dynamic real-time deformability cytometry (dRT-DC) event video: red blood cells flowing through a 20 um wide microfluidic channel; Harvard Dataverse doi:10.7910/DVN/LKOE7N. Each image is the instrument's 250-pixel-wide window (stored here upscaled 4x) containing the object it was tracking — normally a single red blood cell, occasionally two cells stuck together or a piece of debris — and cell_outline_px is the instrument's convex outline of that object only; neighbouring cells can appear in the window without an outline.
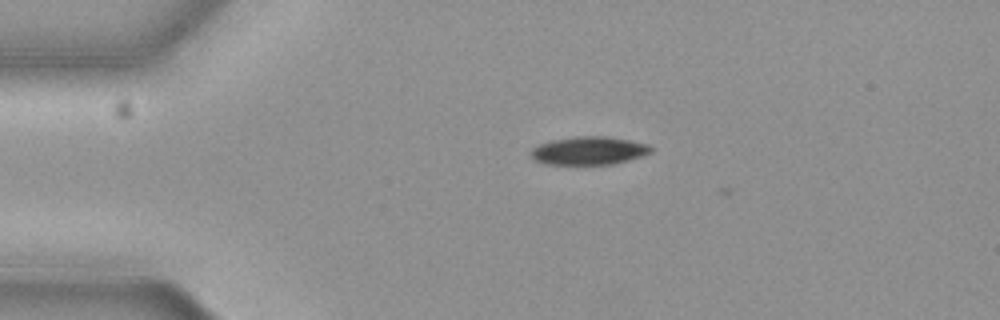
{"species": "common noctule bat (a hibernating species)", "species_latin": "Nyctalus noctula", "temperature_condition": "cold", "stored_images_in_passage": 3, "camera_frame_rate_fps": 3000, "um_per_image_px": 0.085, "animal": {"sex": "female", "body_mass_g": 19.3, "forearm_length_mm": 54.1}, "frame": {"image": 1, "passage_image": 1, "time_ms": 0.0, "image_size_px": [1000, 320], "cell_outline_px": [[652, 152], [628, 160], [612, 164], [544, 164], [536, 160], [532, 156], [532, 148], [540, 144], [552, 140], [576, 136], [608, 136], [648, 144], [652, 148]], "centroid_in_image_um": [50.07, 12.8], "position_along_channel_um": 34.9, "area_um2": 19.48}}